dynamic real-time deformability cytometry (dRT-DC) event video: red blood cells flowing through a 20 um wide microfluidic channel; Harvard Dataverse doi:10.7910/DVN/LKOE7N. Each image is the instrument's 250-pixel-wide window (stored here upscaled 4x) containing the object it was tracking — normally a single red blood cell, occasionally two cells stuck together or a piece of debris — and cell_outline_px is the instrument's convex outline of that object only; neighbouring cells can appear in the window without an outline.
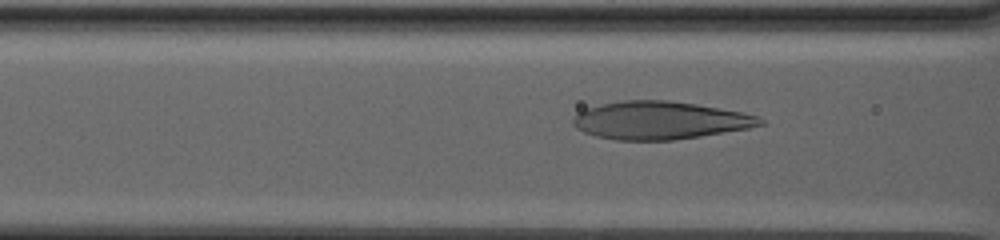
{"species": "human", "species_latin": "Homo sapiens", "temperature_condition": "warm", "stored_images_in_passage": 76, "camera_frame_rate_fps": 3000, "um_per_image_px": 0.085, "donor": {"sex": "male"}, "frame": {"image": 1, "passage_image": 26, "time_ms": 8.333, "image_size_px": [1000, 240], "cell_outline_px": [[764, 124], [748, 128], [700, 136], [672, 140], [616, 140], [596, 136], [584, 132], [576, 128], [572, 124], [572, 120], [576, 112], [584, 108], [600, 104], [620, 100], [668, 100], [696, 104], [744, 112], [756, 116], [764, 120]], "centroid_in_image_um": [56.04, 10.22], "position_along_channel_um": 110.6, "area_um2": 41.44}}
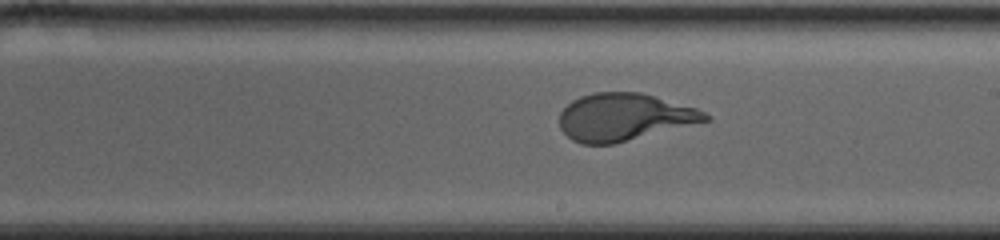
{"frame": {"image": 2, "passage_image": 42, "time_ms": 13.667, "image_size_px": [1000, 240], "cell_outline_px": [[712, 120], [612, 144], [580, 144], [572, 140], [560, 128], [560, 112], [572, 100], [580, 96], [596, 92], [640, 92], [696, 108], [712, 116]], "centroid_in_image_um": [53.05, 9.95], "position_along_channel_um": 235.9, "area_um2": 40.11}}
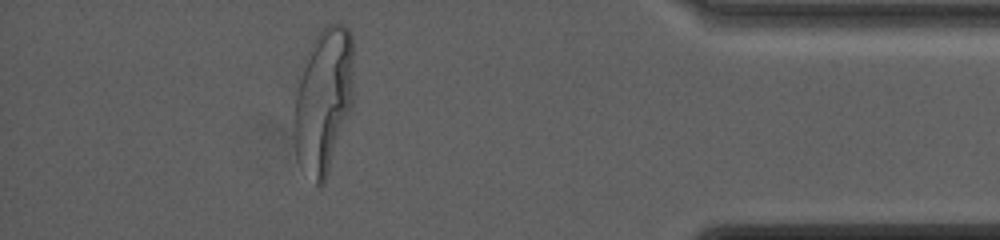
{"frame": {"image": 3, "passage_image": 68, "time_ms": 22.333, "image_size_px": [1000, 240], "cell_outline_px": [[352, 104], [324, 184], [320, 188], [316, 184], [296, 156], [292, 136], [292, 120], [296, 92], [304, 56], [316, 36], [328, 24], [344, 24], [348, 28], [352, 36]], "centroid_in_image_um": [27.46, 8.51], "position_along_channel_um": 407.7, "area_um2": 50.29}}